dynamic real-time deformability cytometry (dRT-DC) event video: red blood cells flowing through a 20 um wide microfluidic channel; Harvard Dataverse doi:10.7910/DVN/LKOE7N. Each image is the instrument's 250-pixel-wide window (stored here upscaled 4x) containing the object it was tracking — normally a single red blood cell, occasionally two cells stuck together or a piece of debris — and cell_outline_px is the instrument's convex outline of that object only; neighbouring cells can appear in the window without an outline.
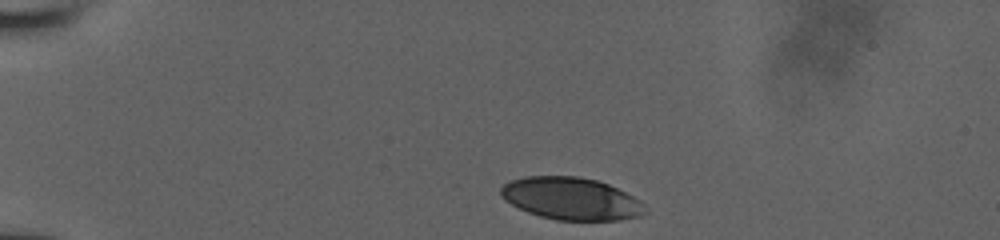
{"species": "human", "species_latin": "Homo sapiens", "temperature_condition": "room temperature", "stored_images_in_passage": 39, "camera_frame_rate_fps": 3000, "um_per_image_px": 0.085, "donor": {"sex": "male"}, "frame": {"image": 1, "passage_image": 1, "time_ms": 0.0, "image_size_px": [1000, 240], "cell_outline_px": [[648, 212], [640, 216], [620, 220], [556, 220], [540, 216], [528, 212], [504, 200], [500, 196], [500, 188], [504, 184], [512, 180], [524, 176], [580, 176], [596, 180], [608, 184], [640, 200], [644, 204]], "centroid_in_image_um": [48.55, 16.88], "position_along_channel_um": 36.4, "area_um2": 35.66}}
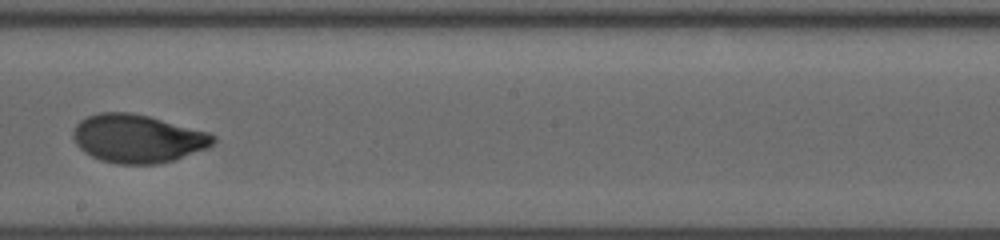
{"frame": {"image": 2, "passage_image": 26, "time_ms": 6.667, "image_size_px": [1000, 240], "cell_outline_px": [[216, 140], [208, 148], [176, 160], [156, 164], [116, 164], [100, 160], [84, 152], [76, 144], [72, 136], [72, 132], [76, 124], [80, 120], [88, 116], [100, 112], [128, 112], [148, 116], [208, 132], [216, 136]], "centroid_in_image_um": [11.69, 11.79], "position_along_channel_um": 236.5, "area_um2": 39.54}}
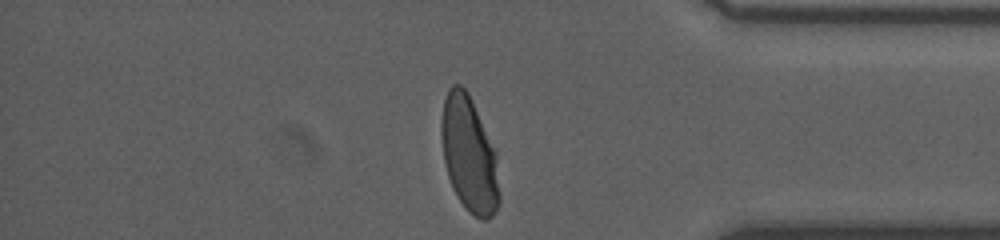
{"frame": {"image": 3, "passage_image": 39, "time_ms": 11.0, "image_size_px": [1000, 240], "cell_outline_px": [[500, 200], [492, 216], [488, 220], [480, 220], [468, 212], [452, 188], [448, 176], [444, 160], [440, 136], [440, 120], [444, 100], [448, 88], [452, 84], [460, 84], [468, 92], [496, 148], [500, 196]], "centroid_in_image_um": [39.88, 13.12], "position_along_channel_um": 395.3, "area_um2": 39.71}}